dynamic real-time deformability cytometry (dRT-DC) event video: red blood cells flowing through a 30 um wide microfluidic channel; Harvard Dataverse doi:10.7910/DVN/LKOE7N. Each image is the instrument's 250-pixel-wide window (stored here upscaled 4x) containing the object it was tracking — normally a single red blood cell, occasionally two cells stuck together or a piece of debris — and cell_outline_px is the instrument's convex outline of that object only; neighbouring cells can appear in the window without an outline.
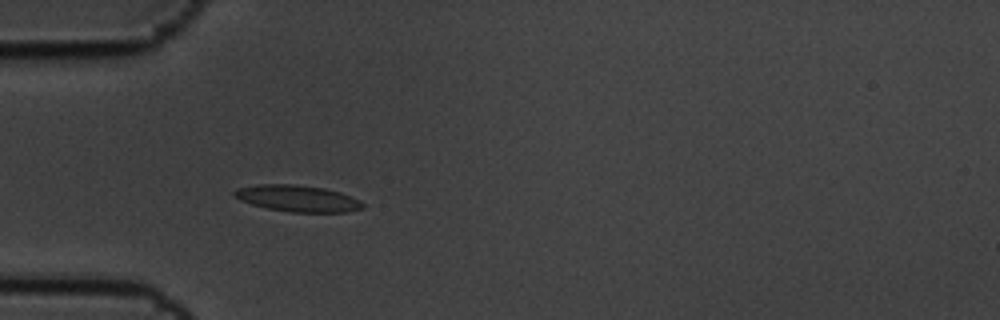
{"species": "common noctule bat (a hibernating species)", "species_latin": "Nyctalus noctula", "temperature_condition": "cold", "stored_images_in_passage": 5, "camera_frame_rate_fps": 3000, "um_per_image_px": 0.085, "animal": {"sex": "male", "body_mass_g": 19.5, "forearm_length_mm": 54.6}, "frame": {"image": 1, "passage_image": 4, "time_ms": 1.0, "image_size_px": [1000, 320], "cell_outline_px": [[364, 208], [348, 212], [292, 212], [268, 208], [252, 204], [240, 200], [232, 196], [232, 192], [236, 188], [260, 184], [296, 184], [324, 188], [340, 192], [360, 200], [364, 204]], "centroid_in_image_um": [25.29, 16.86], "position_along_channel_um": 59.7, "area_um2": 19.88}}